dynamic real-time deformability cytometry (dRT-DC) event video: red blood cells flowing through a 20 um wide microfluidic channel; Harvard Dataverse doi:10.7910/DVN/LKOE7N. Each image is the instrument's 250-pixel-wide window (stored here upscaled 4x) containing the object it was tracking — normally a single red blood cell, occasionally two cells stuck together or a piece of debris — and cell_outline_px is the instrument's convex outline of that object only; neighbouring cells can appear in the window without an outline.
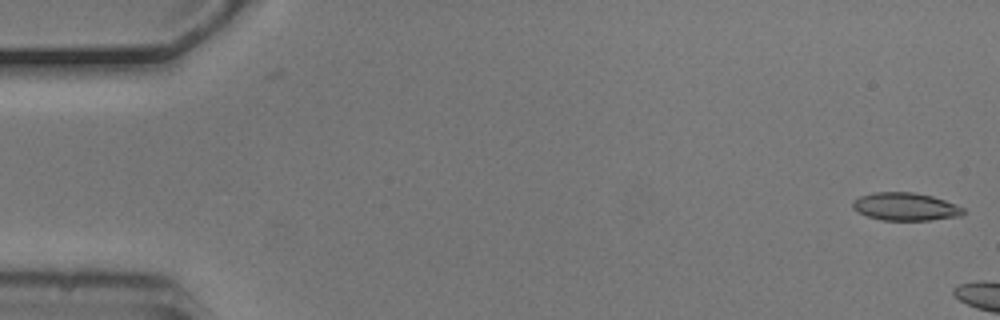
{"species": "common noctule bat (a hibernating species)", "species_latin": "Nyctalus noctula", "temperature_condition": "cold", "stored_images_in_passage": 4, "segment_of_instrument_passage": [2, 2], "camera_frame_rate_fps": 3000, "um_per_image_px": 0.085, "animal": {"sex": "male", "body_mass_g": 20.5, "forearm_length_mm": 52.5}, "frame": {"image": 1, "passage_image": 4, "time_ms": 1.0, "image_size_px": [1000, 320], "cell_outline_px": [[964, 212], [960, 216], [928, 220], [880, 220], [856, 212], [852, 208], [852, 200], [860, 196], [872, 192], [912, 192], [932, 196], [956, 204], [964, 208]], "centroid_in_image_um": [76.91, 17.56], "position_along_channel_um": 8.1, "area_um2": 18.03}}